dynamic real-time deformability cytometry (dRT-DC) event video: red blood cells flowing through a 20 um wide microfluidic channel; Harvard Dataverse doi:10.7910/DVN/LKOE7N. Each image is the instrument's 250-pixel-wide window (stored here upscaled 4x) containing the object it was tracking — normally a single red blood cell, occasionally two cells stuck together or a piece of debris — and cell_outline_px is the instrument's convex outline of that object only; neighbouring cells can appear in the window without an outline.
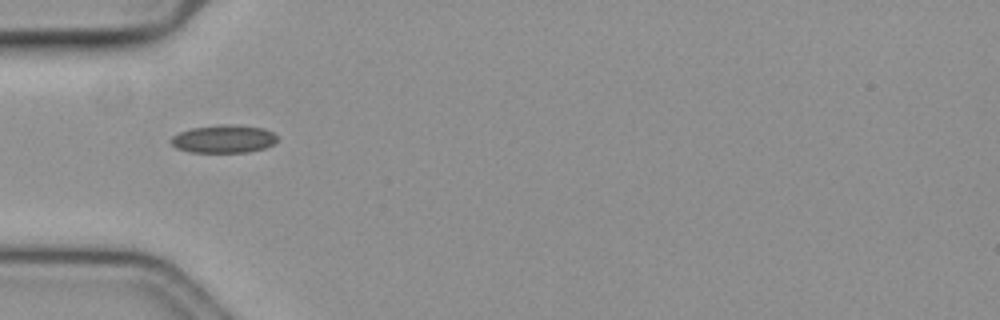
{"species": "common noctule bat (a hibernating species)", "species_latin": "Nyctalus noctula", "temperature_condition": "cold", "stored_images_in_passage": 27, "camera_frame_rate_fps": 3000, "um_per_image_px": 0.085, "animal": {"sex": "female", "body_mass_g": 19.3, "forearm_length_mm": 54.1}, "frame": {"image": 1, "passage_image": 1, "time_ms": 0.0, "image_size_px": [1000, 320], "cell_outline_px": [[276, 140], [272, 144], [264, 148], [248, 152], [188, 152], [176, 148], [168, 140], [172, 136], [180, 132], [192, 128], [220, 124], [232, 124], [264, 128], [272, 132], [276, 136]], "centroid_in_image_um": [18.97, 11.8], "position_along_channel_um": 66.0, "area_um2": 17.34}}
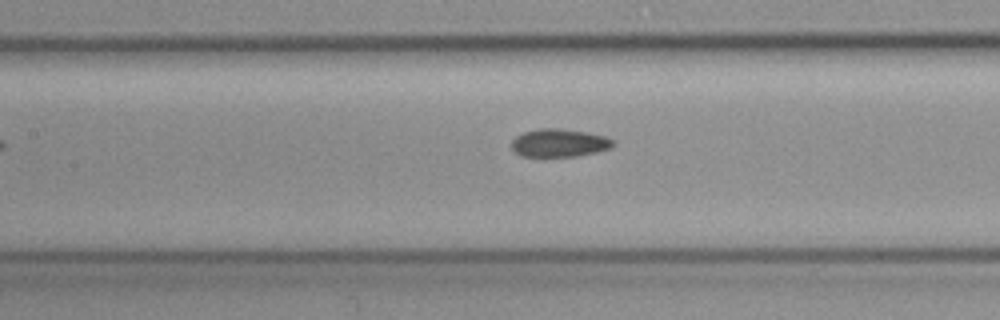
{"frame": {"image": 2, "passage_image": 9, "time_ms": 2.667, "image_size_px": [1000, 320], "cell_outline_px": [[612, 144], [608, 148], [596, 152], [576, 156], [520, 156], [512, 148], [512, 140], [516, 136], [524, 132], [540, 128], [560, 128], [584, 132], [604, 136], [612, 140]], "centroid_in_image_um": [47.48, 12.14], "position_along_channel_um": 159.9, "area_um2": 16.24}}
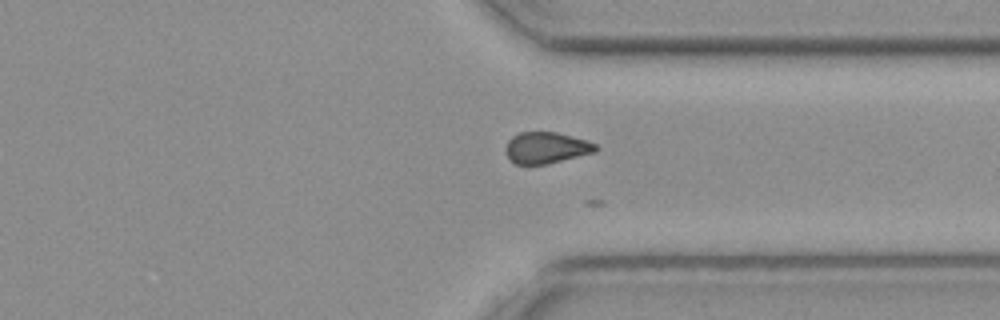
{"frame": {"image": 3, "passage_image": 22, "time_ms": 7.0, "image_size_px": [1000, 320], "cell_outline_px": [[600, 148], [596, 152], [548, 164], [516, 164], [508, 156], [504, 148], [508, 140], [512, 136], [520, 132], [556, 132], [584, 140], [596, 144]], "centroid_in_image_um": [46.43, 12.56], "position_along_channel_um": 365.0, "area_um2": 16.42}}